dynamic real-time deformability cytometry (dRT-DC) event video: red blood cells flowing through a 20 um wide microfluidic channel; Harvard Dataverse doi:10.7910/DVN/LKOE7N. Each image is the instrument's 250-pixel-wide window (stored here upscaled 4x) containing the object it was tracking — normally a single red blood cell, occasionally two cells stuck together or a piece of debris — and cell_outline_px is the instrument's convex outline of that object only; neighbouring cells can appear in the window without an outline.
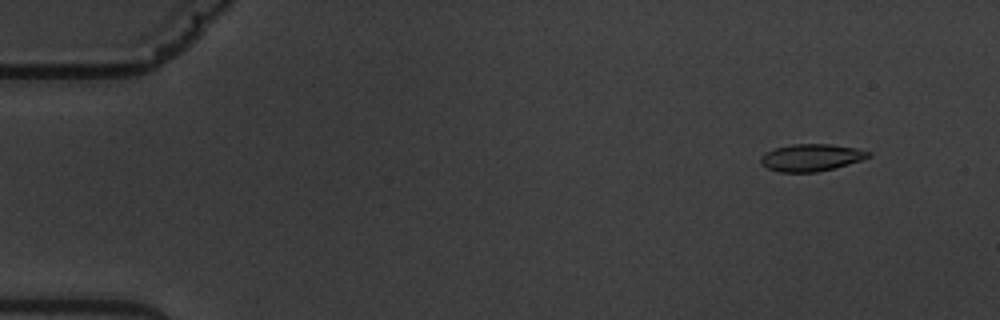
{"species": "common noctule bat (a hibernating species)", "species_latin": "Nyctalus noctula", "temperature_condition": "warm", "stored_images_in_passage": 4, "camera_frame_rate_fps": 3000, "um_per_image_px": 0.085, "animal": {"sex": "male", "body_mass_g": 19.5, "forearm_length_mm": 54.6}, "frame": {"image": 1, "passage_image": 1, "time_ms": 0.0, "image_size_px": [1000, 320], "cell_outline_px": [[872, 156], [836, 168], [816, 172], [780, 172], [768, 168], [760, 164], [760, 156], [764, 152], [776, 148], [792, 144], [832, 144], [856, 148], [872, 152]], "centroid_in_image_um": [68.95, 13.39], "position_along_channel_um": 16.1, "area_um2": 17.17}}